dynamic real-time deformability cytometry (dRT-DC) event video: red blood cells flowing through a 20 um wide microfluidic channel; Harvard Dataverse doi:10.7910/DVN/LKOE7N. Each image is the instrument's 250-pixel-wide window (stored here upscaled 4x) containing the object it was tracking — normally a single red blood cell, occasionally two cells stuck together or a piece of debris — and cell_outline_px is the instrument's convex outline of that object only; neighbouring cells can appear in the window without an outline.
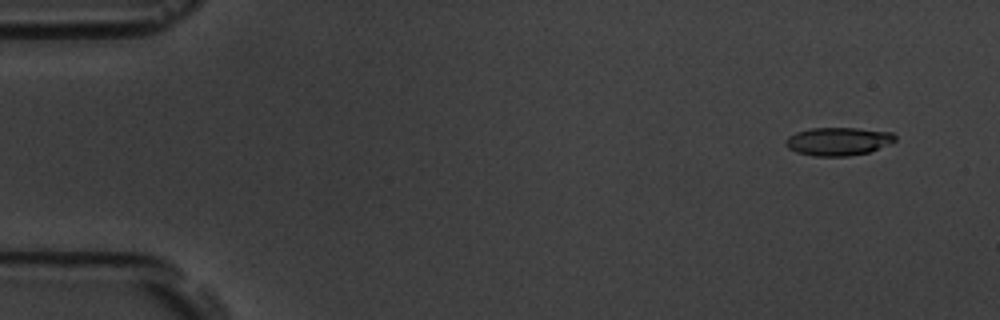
{"species": "common noctule bat (a hibernating species)", "species_latin": "Nyctalus noctula", "temperature_condition": "room temperature", "stored_images_in_passage": 16, "camera_frame_rate_fps": 3000, "um_per_image_px": 0.085, "animal": {"sex": "male", "body_mass_g": 19.5, "forearm_length_mm": 54.6}, "frame": {"image": 1, "passage_image": 1, "time_ms": 0.0, "image_size_px": [1000, 320], "cell_outline_px": [[896, 140], [892, 144], [868, 152], [848, 156], [812, 156], [796, 152], [788, 148], [784, 144], [784, 140], [788, 136], [796, 132], [812, 128], [856, 128], [892, 132], [896, 136]], "centroid_in_image_um": [71.24, 12.02], "position_along_channel_um": 13.8, "area_um2": 18.15}}
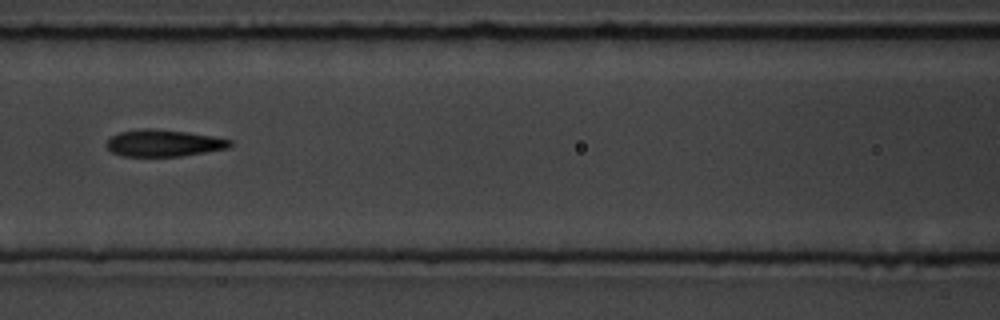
{"frame": {"image": 2, "passage_image": 7, "time_ms": 7.0, "image_size_px": [1000, 320], "cell_outline_px": [[232, 144], [228, 148], [180, 156], [120, 156], [112, 152], [108, 148], [108, 140], [112, 136], [120, 132], [144, 128], [152, 128], [184, 132], [212, 136], [232, 140]], "centroid_in_image_um": [13.91, 12.16], "position_along_channel_um": 152.7, "area_um2": 19.02}}
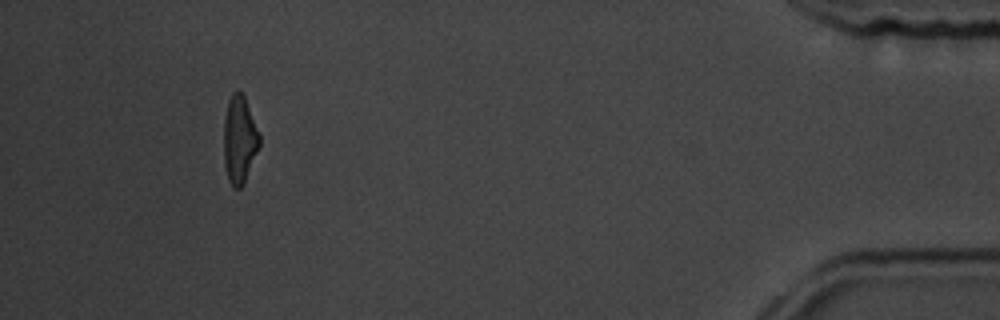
{"frame": {"image": 3, "passage_image": 15, "time_ms": 16.0, "image_size_px": [1000, 320], "cell_outline_px": [[260, 144], [244, 184], [240, 188], [232, 188], [228, 180], [224, 164], [224, 120], [228, 100], [232, 92], [236, 88], [244, 96], [260, 136]], "centroid_in_image_um": [20.34, 11.88], "position_along_channel_um": 414.9, "area_um2": 18.21}, "authors_computed_cell_mechanics": {"area_um2": 19.1318, "velocity_mm_per_s": 3.6677, "shape_relaxation_time_tau1_ms": 4.358, "shape_relaxation_time_tau2_ms": 1.8018, "deformation_change_tau1": 0.1686, "deformation_change_tau2": 0.0897}}